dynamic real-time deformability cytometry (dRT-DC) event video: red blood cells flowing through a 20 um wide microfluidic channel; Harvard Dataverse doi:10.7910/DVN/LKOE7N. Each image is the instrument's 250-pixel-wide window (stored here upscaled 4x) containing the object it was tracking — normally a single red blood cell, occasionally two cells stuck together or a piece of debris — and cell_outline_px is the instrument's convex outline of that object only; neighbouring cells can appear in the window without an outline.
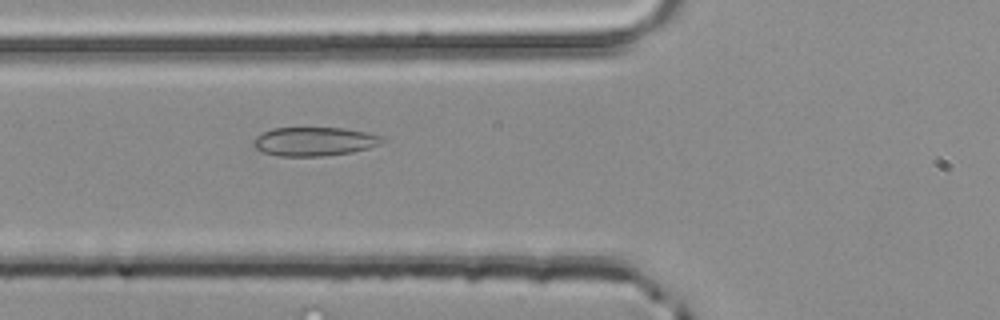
{"species": "common noctule bat (a hibernating species)", "species_latin": "Nyctalus noctula", "temperature_condition": "room temperature", "stored_images_in_passage": 35, "camera_frame_rate_fps": 3000, "um_per_image_px": 0.085, "animal": {"sex": "male", "body_mass_g": 20.4}, "frame": {"image": 1, "passage_image": 3, "time_ms": 0.667, "image_size_px": [1000, 320], "cell_outline_px": [[384, 140], [380, 144], [368, 148], [352, 152], [320, 156], [280, 156], [264, 152], [256, 148], [252, 144], [252, 140], [256, 136], [272, 128], [344, 128], [384, 136]], "centroid_in_image_um": [26.71, 12.02], "position_along_channel_um": 99.1, "area_um2": 21.5}}
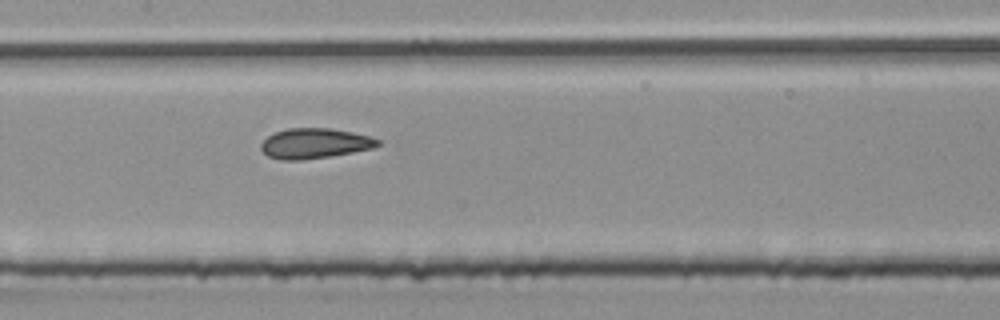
{"frame": {"image": 2, "passage_image": 9, "time_ms": 2.667, "image_size_px": [1000, 320], "cell_outline_px": [[380, 144], [372, 148], [352, 152], [328, 156], [300, 160], [280, 160], [268, 156], [260, 148], [260, 144], [268, 136], [276, 132], [288, 128], [332, 128], [368, 136], [380, 140]], "centroid_in_image_um": [26.71, 12.18], "position_along_channel_um": 180.7, "area_um2": 20.29}}
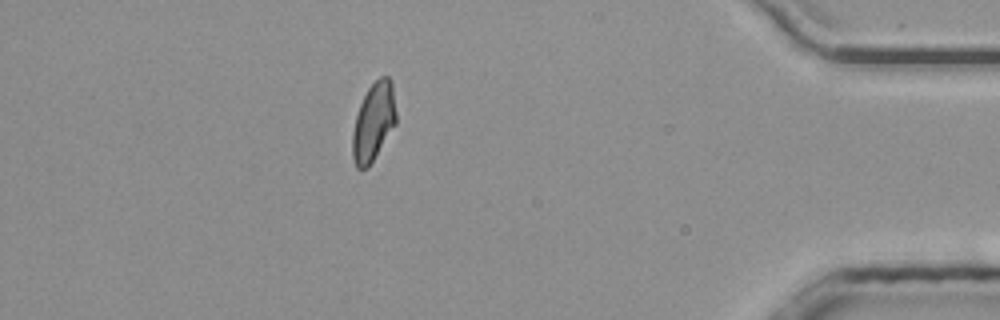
{"frame": {"image": 3, "passage_image": 29, "time_ms": 9.333, "image_size_px": [1000, 320], "cell_outline_px": [[396, 124], [368, 168], [356, 168], [352, 156], [352, 132], [356, 116], [360, 104], [368, 88], [380, 76], [388, 76], [392, 80], [396, 112]], "centroid_in_image_um": [31.75, 10.36], "position_along_channel_um": 403.4, "area_um2": 19.94}, "authors_computed_cell_mechanics": {"area_um2": 20.0566, "velocity_mm_per_s": 4.0437, "shape_relaxation_time_tau1_ms": null, "shape_relaxation_time_tau2_ms": 1.3079, "deformation_change_tau1": null, "deformation_change_tau2": 0.0745}}